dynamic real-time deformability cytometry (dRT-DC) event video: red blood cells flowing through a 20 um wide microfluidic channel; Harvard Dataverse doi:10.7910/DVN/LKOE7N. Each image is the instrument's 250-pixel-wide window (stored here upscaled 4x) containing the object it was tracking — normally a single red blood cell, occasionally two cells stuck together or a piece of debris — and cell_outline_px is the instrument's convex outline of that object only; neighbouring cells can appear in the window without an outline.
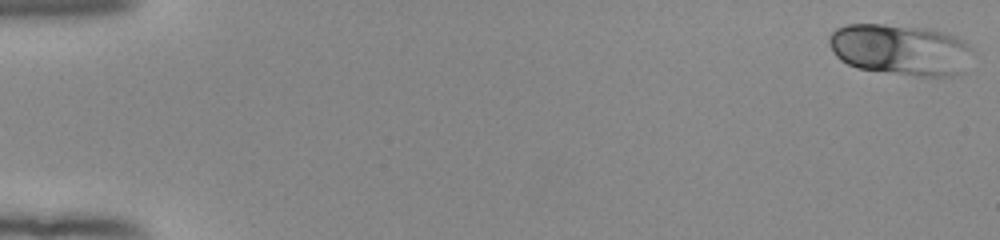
{"species": "human", "species_latin": "Homo sapiens", "temperature_condition": "room temperature", "stored_images_in_passage": 52, "camera_frame_rate_fps": 3000, "um_per_image_px": 0.085, "donor": {"sex": "female"}, "frame": {"image": 1, "passage_image": 1, "time_ms": 0.0, "image_size_px": [1000, 240], "cell_outline_px": [[972, 48], [964, 72], [952, 76], [916, 76], [856, 68], [840, 60], [836, 56], [828, 44], [828, 36], [836, 28], [848, 24], [884, 24], [932, 28], [956, 36], [964, 40]], "centroid_in_image_um": [76.53, 4.21], "position_along_channel_um": 8.5, "area_um2": 43.18}}
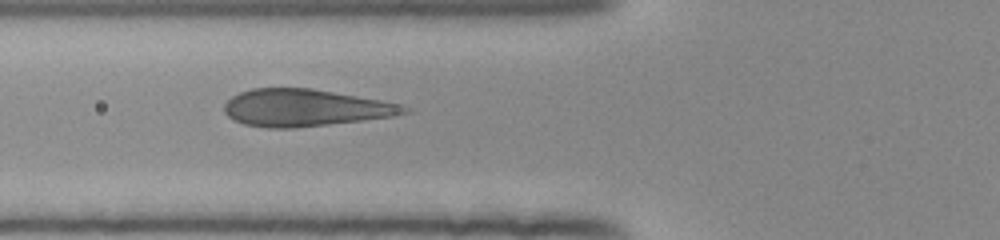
{"frame": {"image": 2, "passage_image": 19, "time_ms": 6.0, "image_size_px": [1000, 240], "cell_outline_px": [[412, 112], [392, 116], [328, 124], [292, 128], [268, 128], [244, 124], [232, 120], [224, 112], [224, 104], [232, 96], [240, 92], [252, 88], [312, 88], [380, 100], [412, 108]], "centroid_in_image_um": [25.88, 9.16], "position_along_channel_um": 99.9, "area_um2": 38.67}}
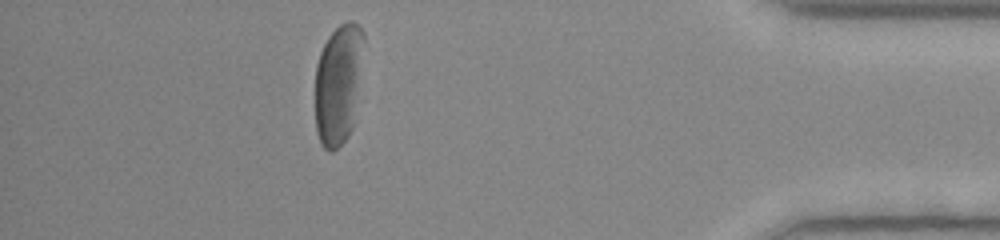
{"frame": {"image": 3, "passage_image": 46, "time_ms": 15.0, "image_size_px": [1000, 240], "cell_outline_px": [[364, 100], [352, 128], [348, 136], [332, 152], [328, 152], [320, 144], [316, 132], [316, 64], [320, 52], [328, 36], [340, 24], [348, 20], [352, 20], [364, 32]], "centroid_in_image_um": [28.87, 7.17], "position_along_channel_um": 406.3, "area_um2": 36.36}, "authors_computed_cell_mechanics": {"area_um2": 41.1825, "velocity_mm_per_s": 3.8806, "shape_relaxation_time_tau1_ms": 3.862, "shape_relaxation_time_tau2_ms": null, "deformation_change_tau1": 0.1592, "deformation_change_tau2": null}}